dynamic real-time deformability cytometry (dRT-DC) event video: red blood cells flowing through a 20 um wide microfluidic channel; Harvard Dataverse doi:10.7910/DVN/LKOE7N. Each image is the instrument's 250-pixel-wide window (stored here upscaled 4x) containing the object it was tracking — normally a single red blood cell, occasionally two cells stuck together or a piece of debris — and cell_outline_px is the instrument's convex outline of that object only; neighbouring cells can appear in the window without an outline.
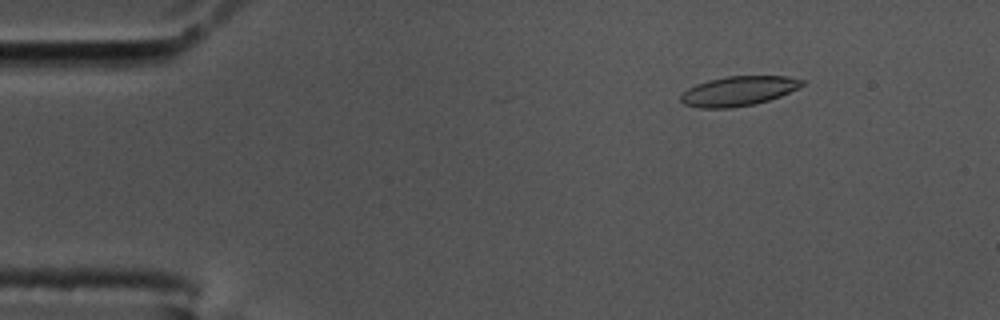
{"species": "common noctule bat (a hibernating species)", "species_latin": "Nyctalus noctula", "temperature_condition": "cold", "stored_images_in_passage": 58, "camera_frame_rate_fps": 3000, "um_per_image_px": 0.085, "animal": {"sex": "male", "body_mass_g": 17.5, "forearm_length_mm": 52.3}, "frame": {"image": 1, "passage_image": 8, "time_ms": 2.333, "image_size_px": [1000, 320], "cell_outline_px": [[804, 84], [780, 96], [756, 104], [728, 108], [700, 108], [684, 104], [680, 100], [680, 96], [688, 88], [696, 84], [708, 80], [728, 76], [788, 76], [804, 80]], "centroid_in_image_um": [62.75, 7.74], "position_along_channel_um": 22.3, "area_um2": 20.81}}
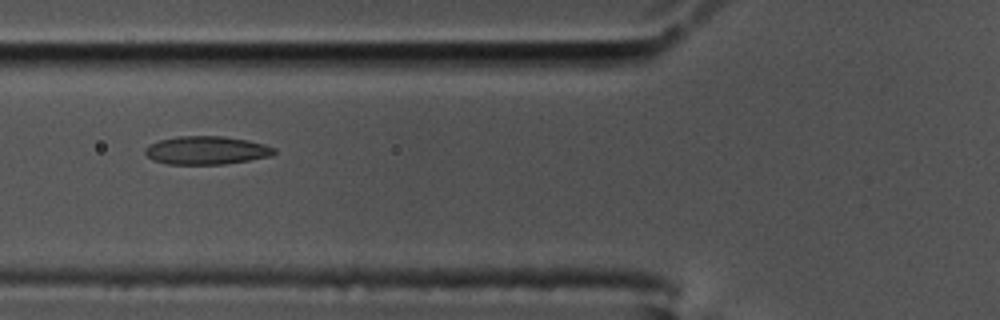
{"frame": {"image": 2, "passage_image": 22, "time_ms": 7.0, "image_size_px": [1000, 320], "cell_outline_px": [[276, 152], [272, 156], [224, 164], [168, 164], [152, 160], [144, 152], [144, 148], [148, 144], [160, 140], [176, 136], [220, 136], [248, 140], [264, 144], [276, 148]], "centroid_in_image_um": [17.53, 12.77], "position_along_channel_um": 108.3, "area_um2": 21.33}}
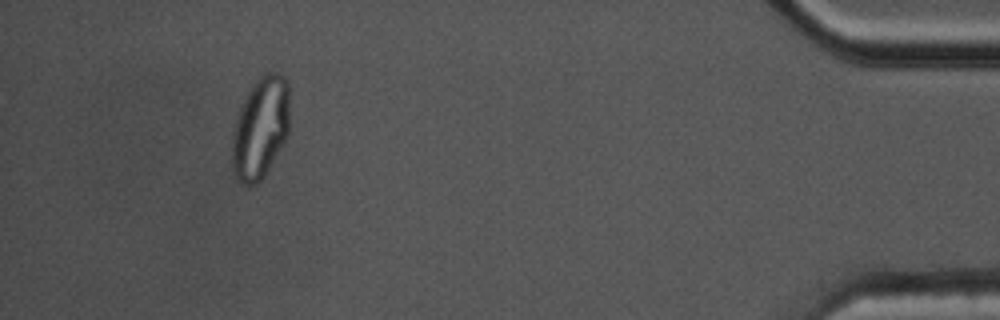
{"frame": {"image": 3, "passage_image": 54, "time_ms": 17.667, "image_size_px": [1000, 320], "cell_outline_px": [[288, 132], [280, 148], [264, 176], [256, 184], [244, 184], [232, 172], [232, 132], [236, 116], [240, 104], [252, 84], [264, 72], [276, 72], [284, 76], [288, 80]], "centroid_in_image_um": [22.11, 10.82], "position_along_channel_um": 413.1, "area_um2": 34.16}, "authors_computed_cell_mechanics": {"area_um2": 21.2704, "velocity_mm_per_s": 3.4632, "shape_relaxation_time_tau1_ms": null, "shape_relaxation_time_tau2_ms": 1.6635, "deformation_change_tau1": null, "deformation_change_tau2": 0.0742}}